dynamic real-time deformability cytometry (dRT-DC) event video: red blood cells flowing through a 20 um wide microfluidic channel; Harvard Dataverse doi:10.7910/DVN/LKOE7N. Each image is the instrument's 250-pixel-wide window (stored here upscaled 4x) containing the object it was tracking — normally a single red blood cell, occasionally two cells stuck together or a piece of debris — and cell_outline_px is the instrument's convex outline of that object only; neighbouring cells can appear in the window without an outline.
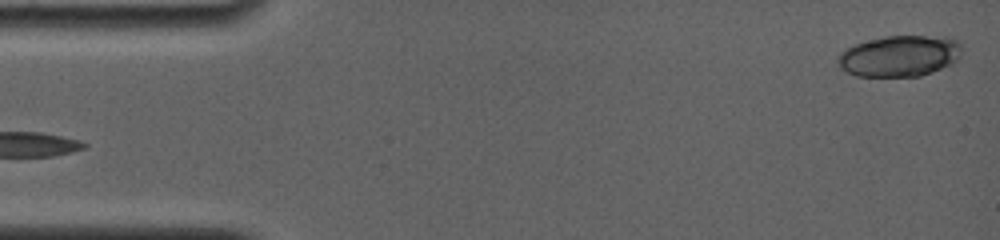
{"species": "common noctule bat (a hibernating species)", "species_latin": "Nyctalus noctula", "temperature_condition": "room temperature", "stored_images_in_passage": 3, "segment_of_instrument_passage": [2, 2], "camera_frame_rate_fps": 4000, "um_per_image_px": 0.085, "animal": {"sex": "female", "body_mass_g": 19.0, "forearm_length_mm": 56.7}, "frame": {"image": 1, "passage_image": 3, "time_ms": 1.5, "image_size_px": [1000, 240], "cell_outline_px": [[960, 56], [956, 60], [932, 72], [920, 76], [856, 76], [840, 68], [840, 52], [856, 44], [888, 36], [944, 36], [960, 44]], "centroid_in_image_um": [76.47, 4.76], "position_along_channel_um": 8.5, "area_um2": 29.02}}